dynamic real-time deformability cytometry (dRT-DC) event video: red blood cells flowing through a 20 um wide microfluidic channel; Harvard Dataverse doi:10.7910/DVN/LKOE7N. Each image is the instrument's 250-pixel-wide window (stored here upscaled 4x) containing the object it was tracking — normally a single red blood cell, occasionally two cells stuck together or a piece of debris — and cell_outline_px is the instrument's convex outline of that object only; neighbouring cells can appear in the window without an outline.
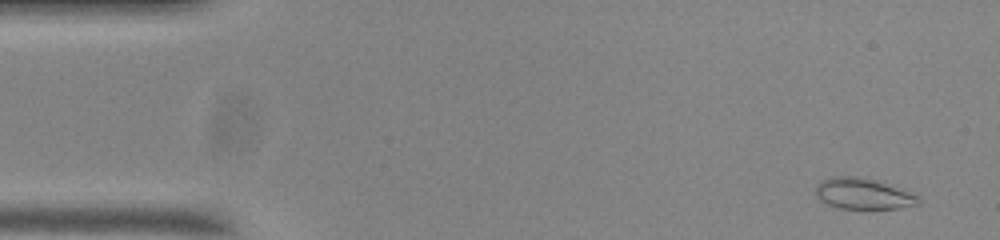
{"species": "common noctule bat (a hibernating species)", "species_latin": "Nyctalus noctula", "temperature_condition": "room temperature", "stored_images_in_passage": 56, "segment_of_instrument_passage": [1, 2], "camera_frame_rate_fps": 3000, "um_per_image_px": 0.085, "animal": {"sex": "male", "body_mass_g": 20.0, "forearm_length_mm": 53.3}, "frame": {"image": 1, "passage_image": 3, "time_ms": 0.667, "image_size_px": [1000, 240], "cell_outline_px": [[920, 204], [896, 208], [868, 212], [840, 208], [828, 204], [820, 200], [816, 196], [816, 184], [820, 180], [832, 176], [856, 176], [876, 180], [908, 192], [916, 196], [920, 200]], "centroid_in_image_um": [73.32, 16.51], "position_along_channel_um": 11.7, "area_um2": 19.07}}
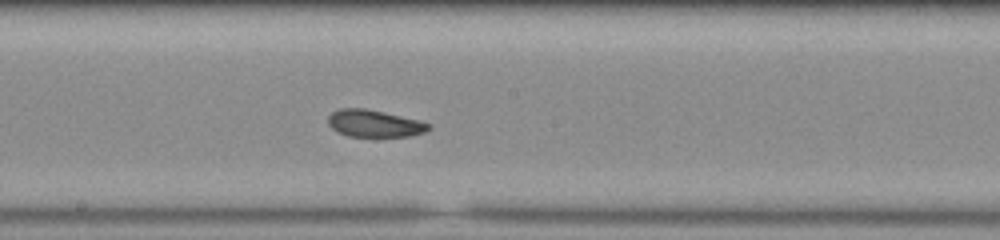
{"frame": {"image": 2, "passage_image": 29, "time_ms": 9.333, "image_size_px": [1000, 240], "cell_outline_px": [[432, 128], [424, 132], [412, 136], [348, 136], [336, 132], [328, 124], [328, 116], [332, 112], [340, 108], [364, 108], [384, 112], [420, 120], [432, 124]], "centroid_in_image_um": [31.83, 10.49], "position_along_channel_um": 216.4, "area_um2": 16.01}}
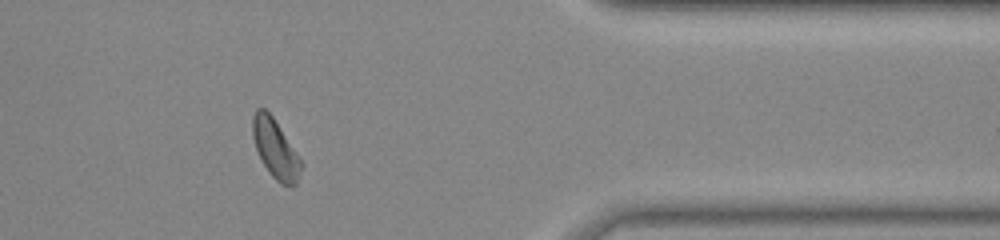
{"frame": {"image": 3, "passage_image": 45, "time_ms": 14.667, "image_size_px": [1000, 240], "cell_outline_px": [[304, 164], [300, 176], [296, 184], [280, 184], [268, 172], [256, 148], [252, 136], [252, 116], [256, 108], [264, 108], [272, 116]], "centroid_in_image_um": [23.41, 12.65], "position_along_channel_um": 388.0, "area_um2": 16.47}}